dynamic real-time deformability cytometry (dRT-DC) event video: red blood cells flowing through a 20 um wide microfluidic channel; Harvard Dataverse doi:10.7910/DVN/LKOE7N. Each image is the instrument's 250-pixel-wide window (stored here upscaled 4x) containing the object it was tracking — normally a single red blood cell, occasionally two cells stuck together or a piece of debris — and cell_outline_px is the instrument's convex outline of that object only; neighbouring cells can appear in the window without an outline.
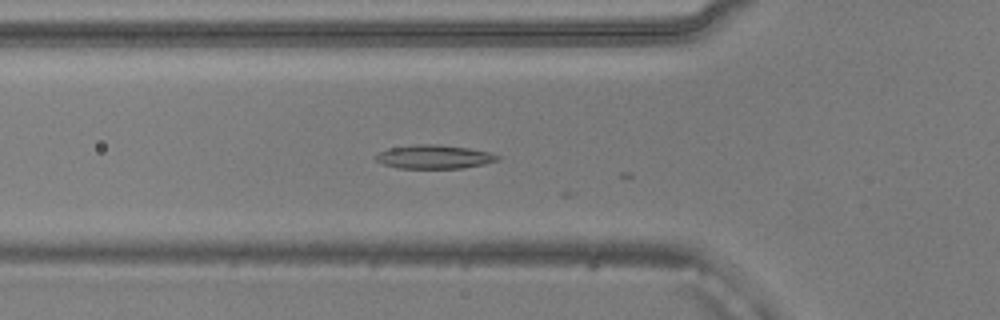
{"species": "common noctule bat (a hibernating species)", "species_latin": "Nyctalus noctula", "temperature_condition": "warm", "stored_images_in_passage": 7, "camera_frame_rate_fps": 3000, "um_per_image_px": 0.085, "animal": {"sex": "male", "body_mass_g": 20.5, "forearm_length_mm": 52.5}, "frame": {"image": 1, "passage_image": 3, "time_ms": 0.667, "image_size_px": [1000, 320], "cell_outline_px": [[500, 160], [484, 164], [464, 168], [400, 168], [384, 164], [376, 160], [376, 156], [380, 152], [388, 148], [416, 144], [436, 144], [468, 148], [492, 152], [500, 156]], "centroid_in_image_um": [36.96, 13.32], "position_along_channel_um": 88.8, "area_um2": 16.82}}
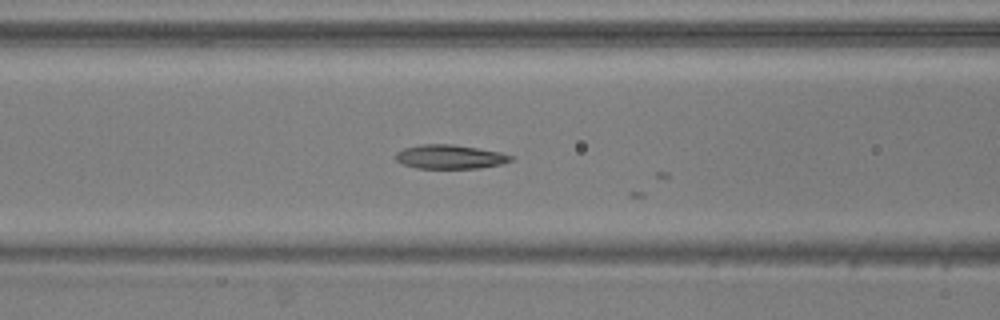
{"frame": {"image": 2, "passage_image": 6, "time_ms": 1.667, "image_size_px": [1000, 320], "cell_outline_px": [[516, 156], [512, 160], [500, 164], [480, 168], [416, 168], [404, 164], [396, 160], [396, 152], [404, 148], [420, 144], [452, 144], [500, 152]], "centroid_in_image_um": [38.26, 13.32], "position_along_channel_um": 128.3, "area_um2": 16.07}}